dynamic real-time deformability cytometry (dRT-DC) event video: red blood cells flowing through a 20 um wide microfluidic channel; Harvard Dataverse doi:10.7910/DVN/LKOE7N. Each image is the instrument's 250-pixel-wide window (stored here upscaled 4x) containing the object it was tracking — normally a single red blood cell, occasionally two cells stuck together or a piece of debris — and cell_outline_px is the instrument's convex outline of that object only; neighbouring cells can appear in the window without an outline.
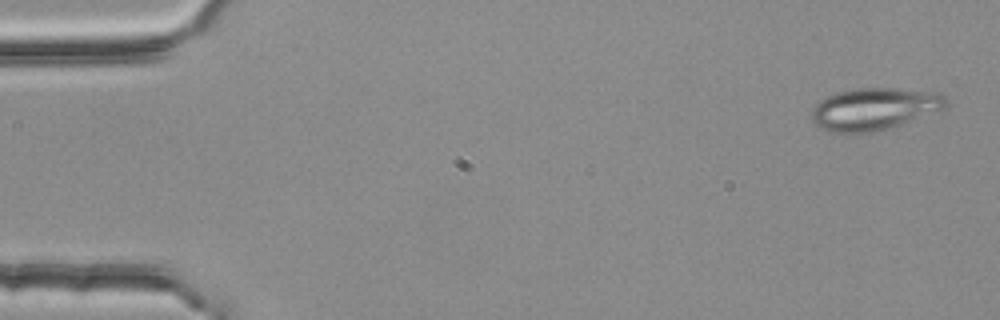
{"species": "common noctule bat (a hibernating species)", "species_latin": "Nyctalus noctula", "temperature_condition": "room temperature", "stored_images_in_passage": 5, "camera_frame_rate_fps": 3000, "um_per_image_px": 0.085, "animal": {"sex": "female", "body_mass_g": 25.1}, "frame": {"image": 1, "passage_image": 1, "time_ms": 0.0, "image_size_px": [1000, 320], "cell_outline_px": [[948, 104], [944, 108], [900, 124], [888, 128], [872, 132], [832, 132], [820, 128], [812, 120], [812, 108], [820, 100], [836, 92], [856, 88], [892, 88], [940, 92], [948, 100]], "centroid_in_image_um": [74.3, 9.24], "position_along_channel_um": 10.7, "area_um2": 32.71}}